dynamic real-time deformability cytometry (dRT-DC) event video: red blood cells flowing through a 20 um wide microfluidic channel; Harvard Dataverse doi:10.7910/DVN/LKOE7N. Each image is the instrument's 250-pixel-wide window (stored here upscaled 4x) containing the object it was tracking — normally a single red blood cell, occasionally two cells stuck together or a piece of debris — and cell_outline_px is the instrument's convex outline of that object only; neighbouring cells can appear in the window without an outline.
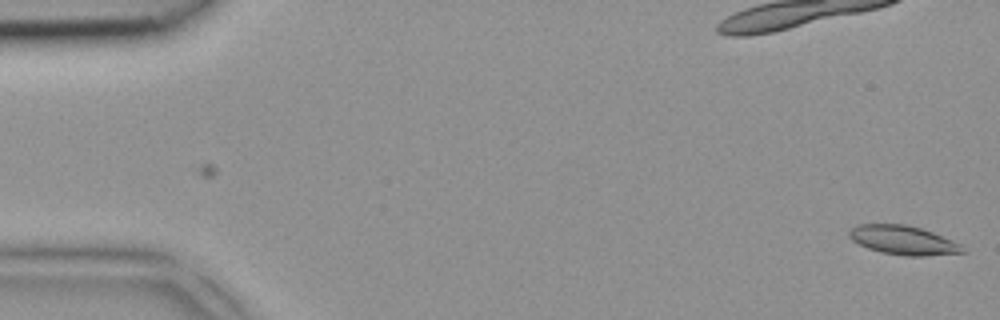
{"species": "common noctule bat (a hibernating species)", "species_latin": "Nyctalus noctula", "temperature_condition": "room temperature", "stored_images_in_passage": 2, "camera_frame_rate_fps": 3000, "um_per_image_px": 0.085, "animal": {"sex": "female", "body_mass_g": 18.4}, "frame": {"image": 1, "passage_image": 2, "time_ms": 0.333, "image_size_px": [1000, 320], "cell_outline_px": [[968, 252], [924, 256], [904, 256], [880, 252], [868, 248], [852, 240], [848, 236], [848, 232], [856, 224], [904, 224], [920, 228], [932, 232], [952, 240], [960, 244]], "centroid_in_image_um": [76.77, 20.42], "position_along_channel_um": 8.2, "area_um2": 19.19}}